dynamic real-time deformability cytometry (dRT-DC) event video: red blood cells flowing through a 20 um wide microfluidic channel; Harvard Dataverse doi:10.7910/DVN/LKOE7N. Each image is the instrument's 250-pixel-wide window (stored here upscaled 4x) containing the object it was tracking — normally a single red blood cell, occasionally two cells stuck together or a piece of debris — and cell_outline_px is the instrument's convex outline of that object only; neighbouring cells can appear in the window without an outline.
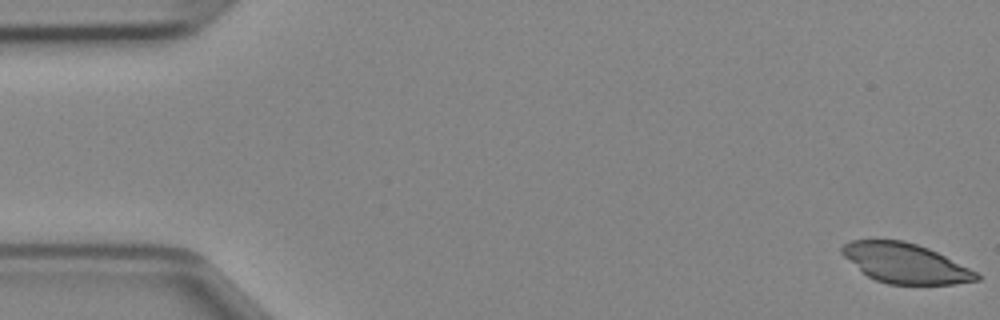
{"species": "Egyptian fruit bat (a non-hibernating species)", "species_latin": "Rousettus aegyptiacus", "temperature_condition": "cold", "stored_images_in_passage": 47, "camera_frame_rate_fps": 3000, "um_per_image_px": 0.085, "animal": {"sex": "female"}, "frame": {"image": 1, "passage_image": 1, "time_ms": 0.0, "image_size_px": [1000, 320], "cell_outline_px": [[980, 280], [952, 284], [888, 284], [876, 280], [868, 276], [844, 256], [840, 252], [840, 248], [844, 244], [852, 240], [904, 240], [928, 248], [976, 272], [980, 276]], "centroid_in_image_um": [76.93, 22.37], "position_along_channel_um": 8.1, "area_um2": 30.69}}
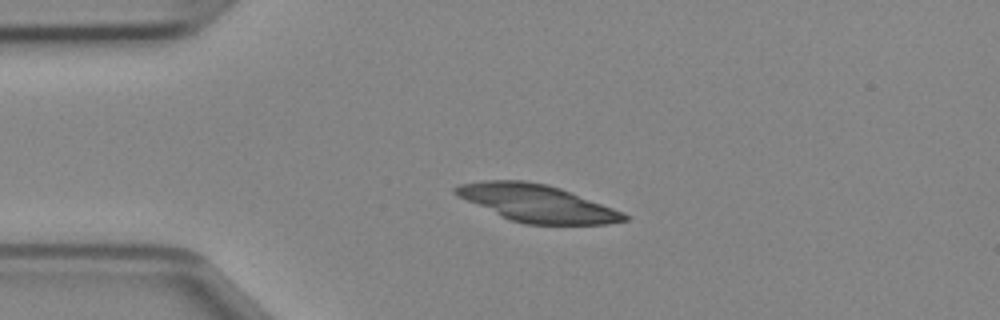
{"frame": {"image": 2, "passage_image": 11, "time_ms": 3.333, "image_size_px": [1000, 320], "cell_outline_px": [[628, 220], [608, 224], [524, 224], [500, 216], [456, 196], [452, 192], [452, 188], [460, 184], [484, 180], [524, 180], [548, 184], [560, 188], [612, 208], [628, 216]], "centroid_in_image_um": [45.57, 17.26], "position_along_channel_um": 39.4, "area_um2": 36.36}}